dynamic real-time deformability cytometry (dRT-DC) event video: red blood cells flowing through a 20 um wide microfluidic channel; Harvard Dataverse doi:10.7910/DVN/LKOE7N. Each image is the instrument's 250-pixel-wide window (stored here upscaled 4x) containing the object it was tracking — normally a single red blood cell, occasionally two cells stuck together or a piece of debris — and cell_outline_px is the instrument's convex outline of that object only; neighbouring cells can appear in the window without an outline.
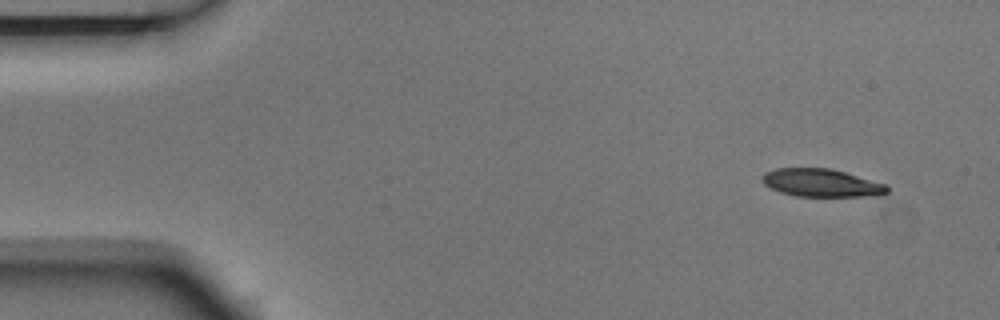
{"species": "Egyptian fruit bat (a non-hibernating species)", "species_latin": "Rousettus aegyptiacus", "temperature_condition": "room temperature", "stored_images_in_passage": 3, "camera_frame_rate_fps": 3000, "um_per_image_px": 0.085, "animal": {"sex": "male"}, "frame": {"image": 1, "passage_image": 1, "time_ms": 0.0, "image_size_px": [1000, 320], "cell_outline_px": [[888, 192], [880, 196], [796, 196], [780, 192], [764, 184], [760, 180], [760, 176], [764, 172], [776, 168], [832, 168], [888, 184]], "centroid_in_image_um": [69.83, 15.54], "position_along_channel_um": 15.2, "area_um2": 20.63}}